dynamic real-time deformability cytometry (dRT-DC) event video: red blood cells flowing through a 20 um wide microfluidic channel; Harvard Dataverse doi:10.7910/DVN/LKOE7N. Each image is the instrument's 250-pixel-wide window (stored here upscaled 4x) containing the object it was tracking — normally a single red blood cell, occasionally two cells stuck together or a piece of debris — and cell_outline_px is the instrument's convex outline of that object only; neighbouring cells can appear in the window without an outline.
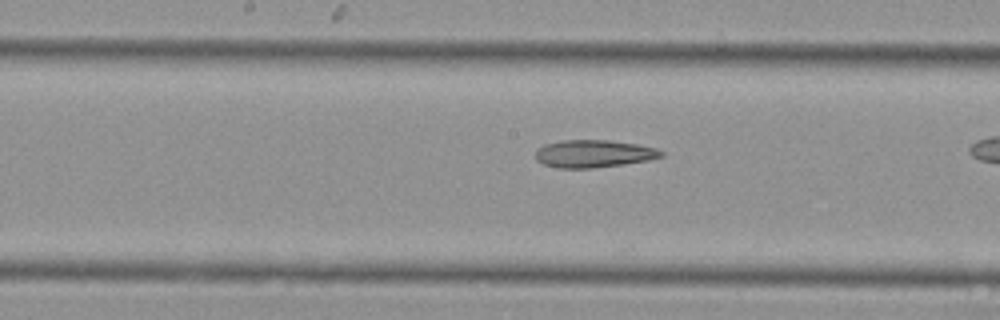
{"species": "Egyptian fruit bat (a non-hibernating species)", "species_latin": "Rousettus aegyptiacus", "temperature_condition": "cold", "stored_images_in_passage": 22, "camera_frame_rate_fps": 3000, "um_per_image_px": 0.085, "animal": {"sex": "female"}, "frame": {"image": 1, "passage_image": 10, "time_ms": 3.0, "image_size_px": [1000, 320], "cell_outline_px": [[664, 156], [648, 160], [624, 164], [592, 168], [560, 168], [544, 164], [536, 160], [536, 148], [544, 144], [560, 140], [608, 140], [636, 144], [656, 148], [664, 152]], "centroid_in_image_um": [50.45, 13.06], "position_along_channel_um": 197.8, "area_um2": 20.23}}
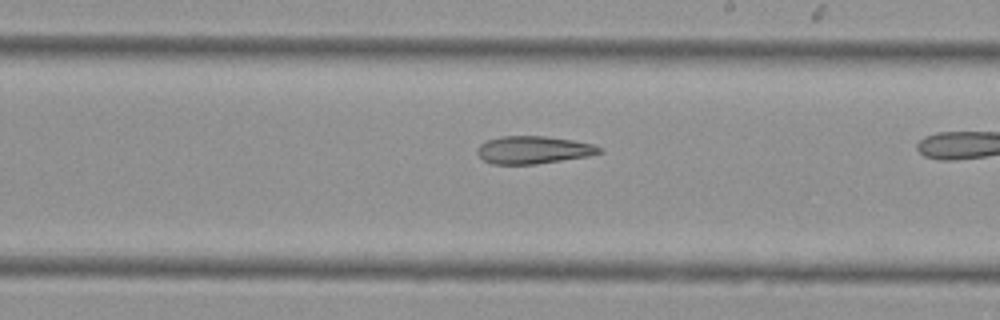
{"frame": {"image": 2, "passage_image": 13, "time_ms": 4.0, "image_size_px": [1000, 320], "cell_outline_px": [[604, 152], [588, 156], [536, 164], [492, 164], [484, 160], [476, 152], [476, 148], [480, 144], [488, 140], [500, 136], [544, 136], [572, 140], [592, 144], [600, 148]], "centroid_in_image_um": [45.31, 12.74], "position_along_channel_um": 243.7, "area_um2": 19.59}}